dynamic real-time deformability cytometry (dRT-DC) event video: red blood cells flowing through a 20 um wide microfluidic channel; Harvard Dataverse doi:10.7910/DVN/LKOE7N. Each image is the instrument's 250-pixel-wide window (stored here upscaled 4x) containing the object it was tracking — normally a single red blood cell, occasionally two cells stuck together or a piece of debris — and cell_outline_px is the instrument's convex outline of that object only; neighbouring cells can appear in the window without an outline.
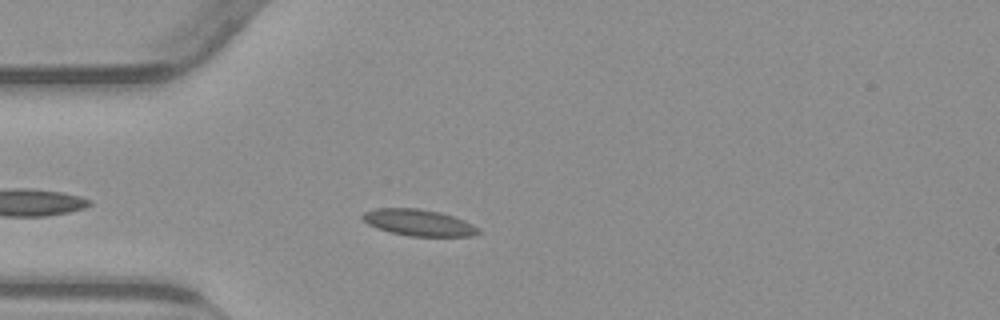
{"species": "common noctule bat (a hibernating species)", "species_latin": "Nyctalus noctula", "temperature_condition": "warm", "stored_images_in_passage": 20, "camera_frame_rate_fps": 3000, "um_per_image_px": 0.085, "animal": {"sex": "male", "body_mass_g": 23.1, "forearm_length_mm": 52.7}, "frame": {"image": 1, "passage_image": 6, "time_ms": 1.667, "image_size_px": [1000, 320], "cell_outline_px": [[480, 232], [472, 236], [408, 236], [388, 232], [376, 228], [368, 224], [360, 216], [364, 212], [376, 208], [416, 208], [440, 212], [464, 220], [480, 228]], "centroid_in_image_um": [35.56, 18.92], "position_along_channel_um": 49.4, "area_um2": 17.92}}
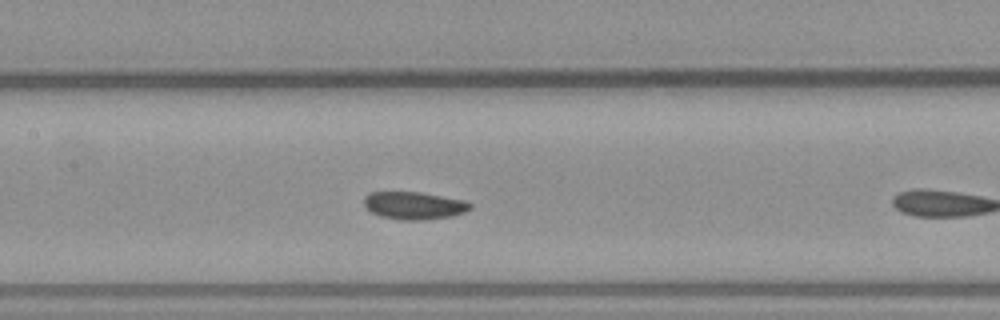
{"frame": {"image": 2, "passage_image": 13, "time_ms": 4.0, "image_size_px": [1000, 320], "cell_outline_px": [[472, 208], [464, 212], [452, 216], [420, 220], [400, 220], [380, 216], [364, 208], [364, 196], [368, 192], [420, 192], [464, 200], [472, 204]], "centroid_in_image_um": [35.16, 17.47], "position_along_channel_um": 172.2, "area_um2": 17.17}}
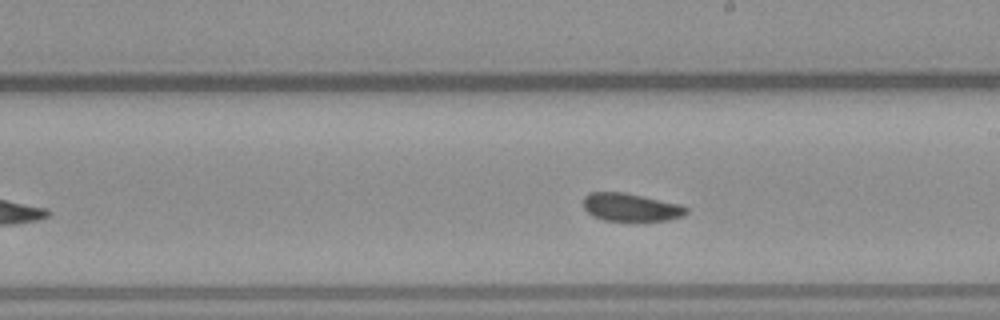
{"frame": {"image": 3, "passage_image": 18, "time_ms": 5.667, "image_size_px": [1000, 320], "cell_outline_px": [[688, 212], [684, 216], [668, 220], [604, 220], [592, 216], [584, 208], [584, 196], [588, 192], [624, 192], [680, 204], [688, 208]], "centroid_in_image_um": [53.62, 17.61], "position_along_channel_um": 235.4, "area_um2": 16.7}}